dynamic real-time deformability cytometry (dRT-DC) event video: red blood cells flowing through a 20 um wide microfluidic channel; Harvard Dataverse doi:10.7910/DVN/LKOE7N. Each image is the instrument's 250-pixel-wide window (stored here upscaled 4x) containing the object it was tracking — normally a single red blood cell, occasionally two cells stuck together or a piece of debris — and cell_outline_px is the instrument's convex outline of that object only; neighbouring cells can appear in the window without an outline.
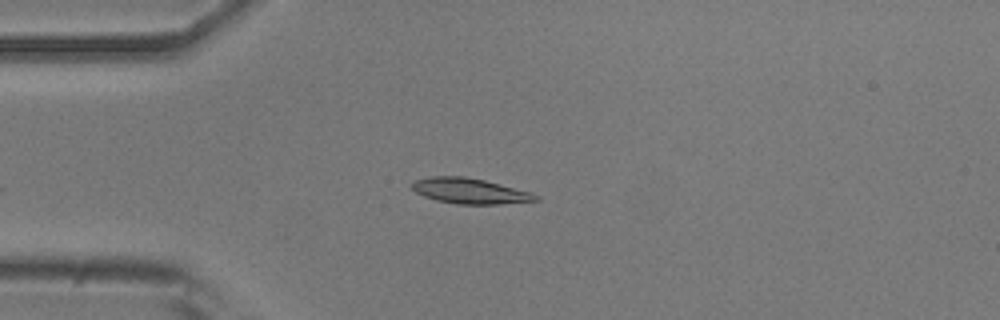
{"species": "common noctule bat (a hibernating species)", "species_latin": "Nyctalus noctula", "temperature_condition": "room temperature", "stored_images_in_passage": 34, "camera_frame_rate_fps": 3000, "um_per_image_px": 0.085, "animal": {"sex": "male", "body_mass_g": 20.5, "forearm_length_mm": 52.5}, "frame": {"image": 1, "passage_image": 9, "time_ms": 2.667, "image_size_px": [1000, 320], "cell_outline_px": [[540, 200], [500, 204], [456, 204], [436, 200], [424, 196], [416, 192], [408, 184], [412, 180], [432, 176], [464, 176], [484, 180], [532, 192], [540, 196]], "centroid_in_image_um": [39.91, 16.22], "position_along_channel_um": 45.1, "area_um2": 18.55}}
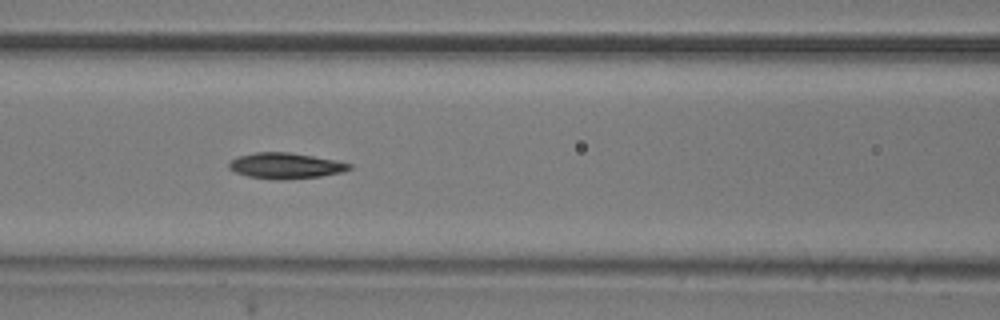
{"frame": {"image": 2, "passage_image": 18, "time_ms": 5.667, "image_size_px": [1000, 320], "cell_outline_px": [[352, 168], [344, 172], [320, 176], [280, 180], [248, 176], [236, 172], [228, 168], [228, 164], [236, 156], [256, 152], [288, 152], [336, 160], [352, 164]], "centroid_in_image_um": [24.28, 14.08], "position_along_channel_um": 142.3, "area_um2": 18.03}}
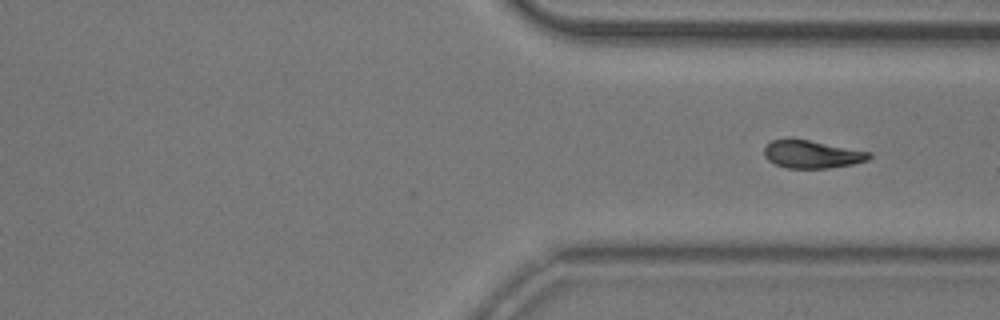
{"frame": {"image": 3, "passage_image": 34, "time_ms": 11.0, "image_size_px": [1000, 320], "cell_outline_px": [[872, 156], [868, 160], [852, 164], [828, 168], [784, 168], [768, 160], [764, 156], [764, 148], [772, 140], [808, 140], [872, 152]], "centroid_in_image_um": [69.04, 13.13], "position_along_channel_um": 342.4, "area_um2": 16.76}}